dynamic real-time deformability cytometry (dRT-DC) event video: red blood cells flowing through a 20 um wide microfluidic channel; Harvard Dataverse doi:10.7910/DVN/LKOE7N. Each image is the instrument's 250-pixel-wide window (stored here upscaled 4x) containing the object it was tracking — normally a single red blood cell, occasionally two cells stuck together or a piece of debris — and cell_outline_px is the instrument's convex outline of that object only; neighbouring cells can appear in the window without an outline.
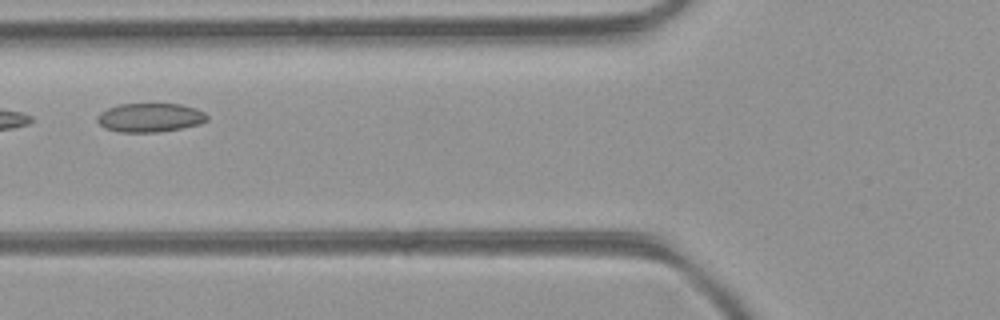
{"species": "common noctule bat (a hibernating species)", "species_latin": "Nyctalus noctula", "temperature_condition": "room temperature", "stored_images_in_passage": 5, "camera_frame_rate_fps": 3000, "um_per_image_px": 0.085, "animal": {"sex": "female", "body_mass_g": 21.9}, "frame": {"image": 1, "passage_image": 4, "time_ms": 1.0, "image_size_px": [1000, 320], "cell_outline_px": [[208, 120], [200, 124], [160, 132], [120, 132], [104, 128], [96, 120], [96, 116], [100, 112], [116, 104], [180, 104], [196, 108], [204, 112], [208, 116]], "centroid_in_image_um": [12.74, 9.99], "position_along_channel_um": 113.1, "area_um2": 18.61}}